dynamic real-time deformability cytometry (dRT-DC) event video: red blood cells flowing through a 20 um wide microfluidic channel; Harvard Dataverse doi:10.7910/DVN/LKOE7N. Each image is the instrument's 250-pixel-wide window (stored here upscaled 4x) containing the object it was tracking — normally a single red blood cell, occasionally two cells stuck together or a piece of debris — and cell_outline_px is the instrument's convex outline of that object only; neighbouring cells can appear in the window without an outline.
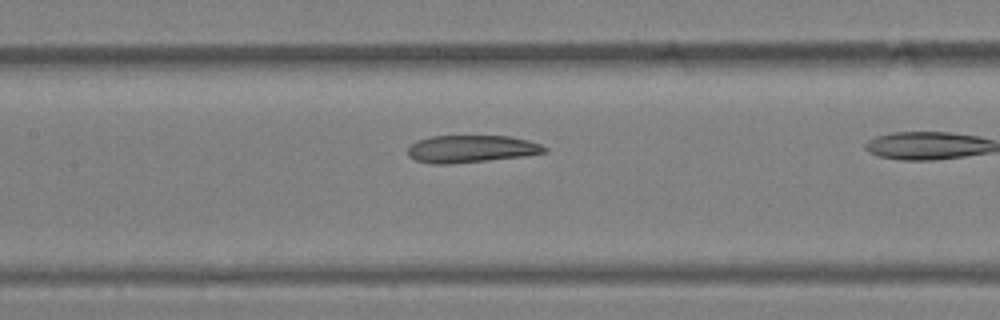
{"species": "Egyptian fruit bat (a non-hibernating species)", "species_latin": "Rousettus aegyptiacus", "temperature_condition": "warm", "stored_images_in_passage": 12, "camera_frame_rate_fps": 3000, "um_per_image_px": 0.085, "animal": {"sex": "female"}, "frame": {"image": 1, "passage_image": 7, "time_ms": 2.0, "image_size_px": [1000, 320], "cell_outline_px": [[548, 152], [524, 156], [488, 160], [448, 164], [432, 164], [416, 160], [408, 156], [408, 148], [416, 140], [432, 136], [508, 136], [528, 140], [540, 144], [548, 148]], "centroid_in_image_um": [40.06, 12.65], "position_along_channel_um": 167.3, "area_um2": 21.79}}
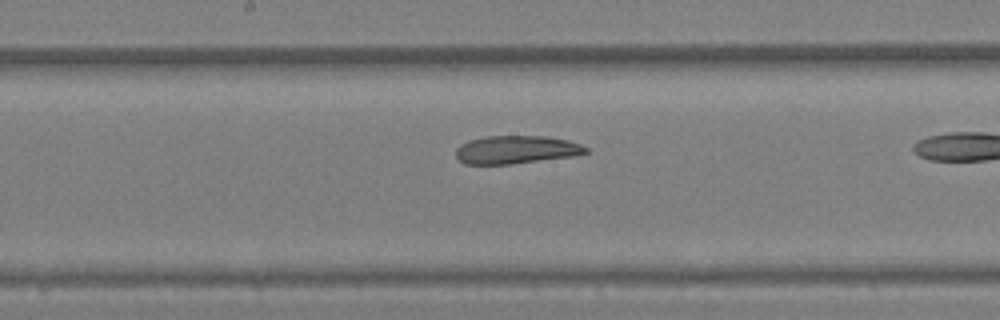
{"frame": {"image": 2, "passage_image": 10, "time_ms": 3.0, "image_size_px": [1000, 320], "cell_outline_px": [[588, 152], [576, 156], [512, 164], [464, 164], [456, 156], [456, 148], [460, 144], [468, 140], [488, 136], [544, 136], [568, 140], [580, 144], [588, 148]], "centroid_in_image_um": [43.88, 12.73], "position_along_channel_um": 204.3, "area_um2": 21.39}}